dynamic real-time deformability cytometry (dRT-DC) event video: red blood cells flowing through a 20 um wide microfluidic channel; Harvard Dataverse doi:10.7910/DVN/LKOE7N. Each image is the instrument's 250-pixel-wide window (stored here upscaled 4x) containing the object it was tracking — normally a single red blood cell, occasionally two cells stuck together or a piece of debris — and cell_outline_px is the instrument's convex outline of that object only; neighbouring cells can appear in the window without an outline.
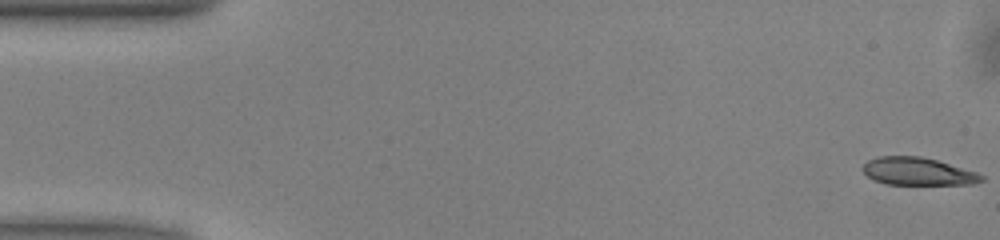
{"species": "common noctule bat (a hibernating species)", "species_latin": "Nyctalus noctula", "temperature_condition": "warm", "stored_images_in_passage": 50, "camera_frame_rate_fps": 3000, "um_per_image_px": 0.085, "animal": {"sex": "male", "body_mass_g": 13.0, "forearm_length_mm": 53.1}, "frame": {"image": 1, "passage_image": 1, "time_ms": 0.0, "image_size_px": [1000, 240], "cell_outline_px": [[984, 180], [972, 184], [888, 184], [876, 180], [868, 176], [860, 168], [868, 160], [876, 156], [920, 156], [936, 160], [976, 172], [984, 176]], "centroid_in_image_um": [77.99, 14.56], "position_along_channel_um": 7.0, "area_um2": 18.96}}
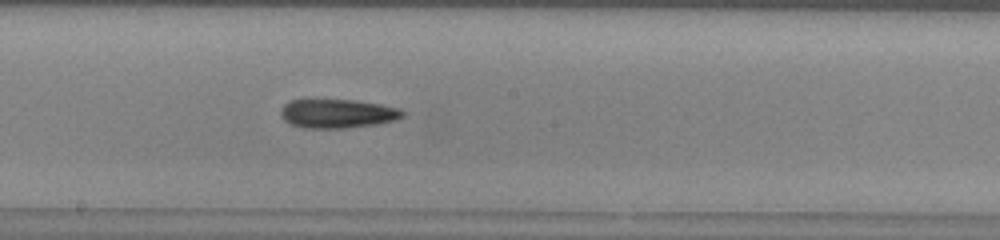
{"frame": {"image": 2, "passage_image": 27, "time_ms": 8.667, "image_size_px": [1000, 240], "cell_outline_px": [[404, 116], [396, 120], [376, 124], [348, 128], [304, 128], [288, 124], [280, 116], [280, 112], [284, 104], [288, 100], [356, 100], [380, 104], [400, 108], [404, 112]], "centroid_in_image_um": [28.67, 9.66], "position_along_channel_um": 219.5, "area_um2": 20.75}}
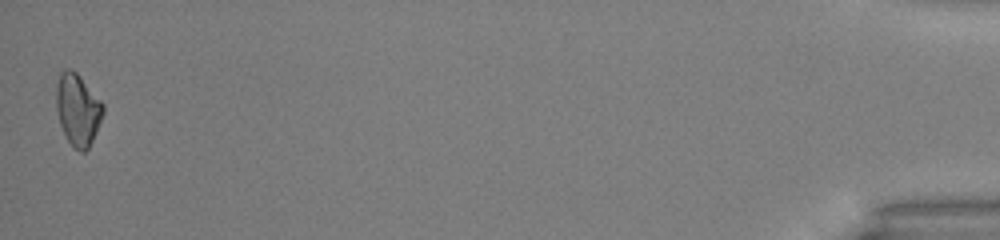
{"frame": {"image": 3, "passage_image": 50, "time_ms": 16.333, "image_size_px": [1000, 240], "cell_outline_px": [[104, 112], [96, 132], [88, 148], [84, 152], [80, 152], [72, 148], [60, 124], [56, 108], [56, 84], [60, 72], [64, 68], [68, 68], [76, 72], [80, 76], [104, 104]], "centroid_in_image_um": [6.6, 9.31], "position_along_channel_um": 428.6, "area_um2": 19.65}, "authors_computed_cell_mechanics": {"area_um2": 20.0566, "velocity_mm_per_s": 4.0611, "shape_relaxation_time_tau1_ms": 4.6418, "shape_relaxation_time_tau2_ms": null, "deformation_change_tau1": 0.1361, "deformation_change_tau2": null}}